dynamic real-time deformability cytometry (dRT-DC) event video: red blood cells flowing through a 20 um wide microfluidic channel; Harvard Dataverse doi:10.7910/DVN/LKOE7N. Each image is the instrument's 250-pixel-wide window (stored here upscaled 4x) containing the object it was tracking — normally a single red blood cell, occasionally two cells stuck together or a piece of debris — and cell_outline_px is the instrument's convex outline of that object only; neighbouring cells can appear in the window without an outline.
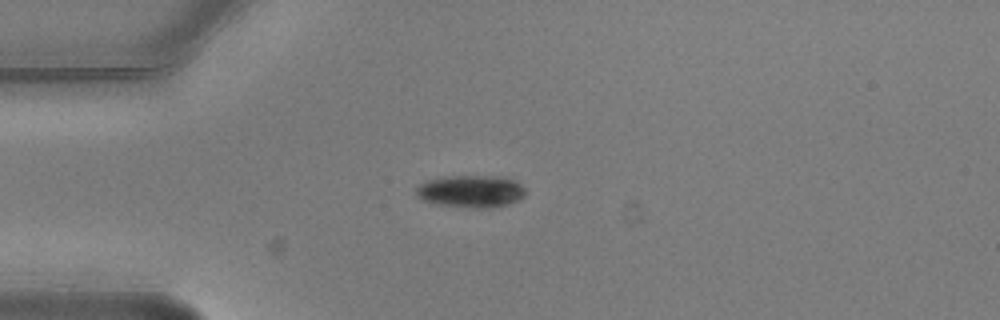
{"species": "common noctule bat (a hibernating species)", "species_latin": "Nyctalus noctula", "temperature_condition": "warm", "stored_images_in_passage": 9, "camera_frame_rate_fps": 3000, "um_per_image_px": 0.085, "animal": {"sex": "male", "body_mass_g": 20.5, "forearm_length_mm": 52.5}, "frame": {"image": 1, "passage_image": 3, "time_ms": 0.667, "image_size_px": [1000, 320], "cell_outline_px": [[528, 192], [520, 200], [508, 204], [492, 208], [468, 208], [432, 204], [416, 196], [416, 188], [420, 184], [428, 180], [456, 176], [480, 176], [512, 180], [520, 184]], "centroid_in_image_um": [40.02, 16.3], "position_along_channel_um": 45.0, "area_um2": 20.46}}
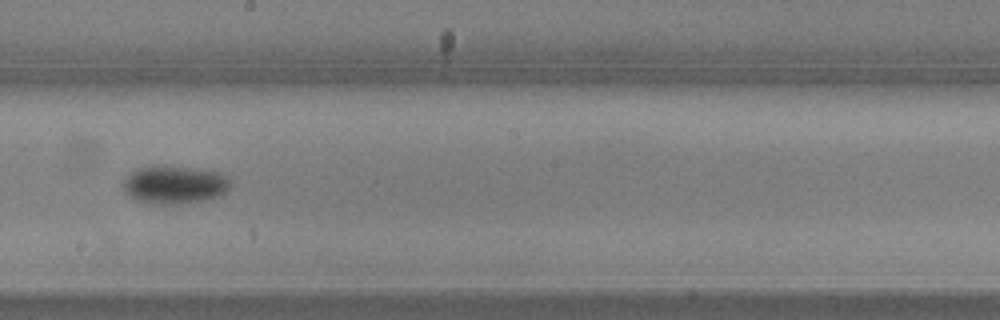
{"frame": {"image": 2, "passage_image": 8, "time_ms": 2.333, "image_size_px": [1000, 320], "cell_outline_px": [[232, 180], [228, 188], [224, 192], [208, 200], [176, 204], [156, 204], [140, 200], [124, 192], [120, 184], [132, 172], [140, 168], [152, 164], [164, 164], [196, 168], [220, 172]], "centroid_in_image_um": [14.83, 15.66], "position_along_channel_um": 233.4, "area_um2": 24.1}}